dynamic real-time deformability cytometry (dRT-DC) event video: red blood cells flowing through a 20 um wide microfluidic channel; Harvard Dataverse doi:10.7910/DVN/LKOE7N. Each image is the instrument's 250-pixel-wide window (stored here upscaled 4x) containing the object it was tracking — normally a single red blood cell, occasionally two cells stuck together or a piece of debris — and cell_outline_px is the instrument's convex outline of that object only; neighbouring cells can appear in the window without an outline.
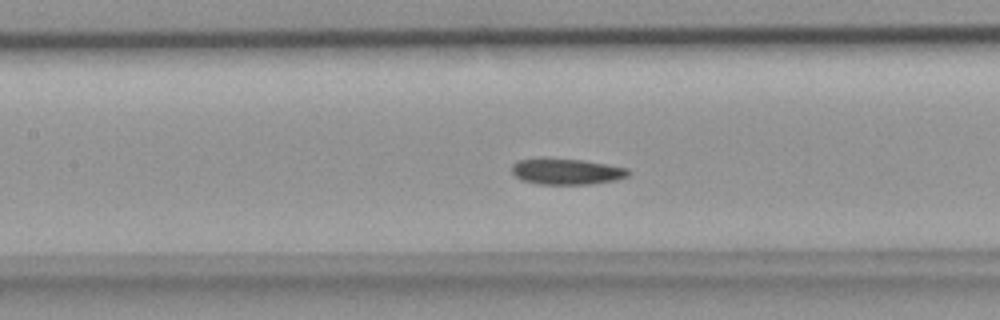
{"species": "common noctule bat (a hibernating species)", "species_latin": "Nyctalus noctula", "temperature_condition": "room temperature", "stored_images_in_passage": 34, "camera_frame_rate_fps": 3000, "um_per_image_px": 0.085, "animal": {"sex": "female", "body_mass_g": 18.4}, "frame": {"image": 1, "passage_image": 20, "time_ms": 6.333, "image_size_px": [1000, 320], "cell_outline_px": [[632, 172], [628, 176], [616, 180], [588, 184], [540, 184], [520, 180], [512, 172], [512, 164], [516, 160], [584, 160], [608, 164], [628, 168]], "centroid_in_image_um": [48.22, 14.6], "position_along_channel_um": 159.2, "area_um2": 17.28}}
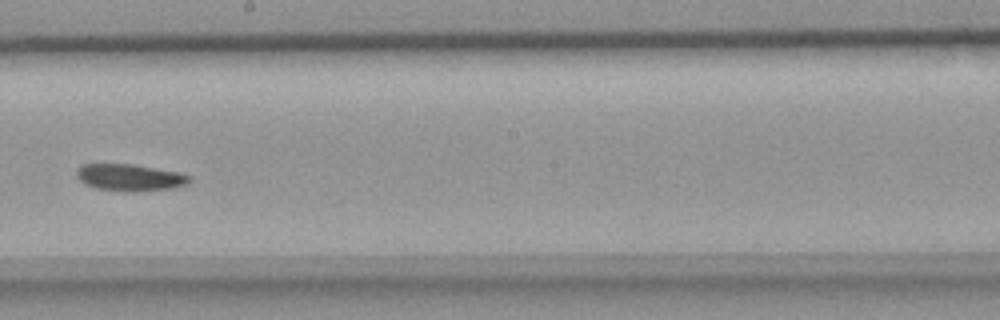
{"frame": {"image": 2, "passage_image": 25, "time_ms": 8.0, "image_size_px": [1000, 320], "cell_outline_px": [[192, 180], [188, 184], [172, 188], [140, 192], [124, 192], [96, 188], [80, 180], [76, 176], [76, 168], [84, 164], [132, 164], [176, 172], [192, 176]], "centroid_in_image_um": [11.05, 15.1], "position_along_channel_um": 237.1, "area_um2": 17.74}}
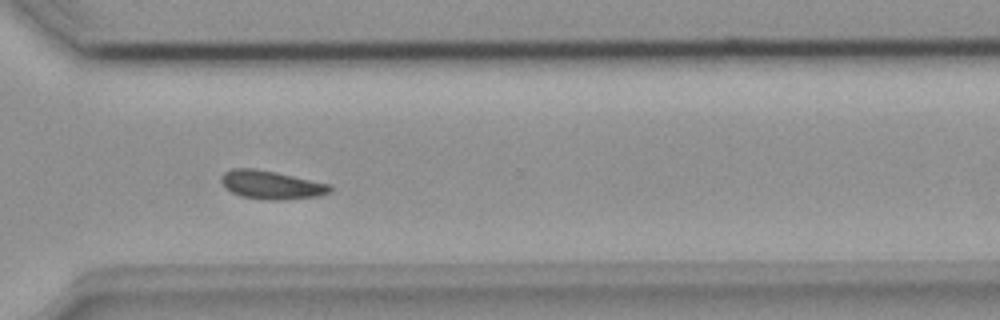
{"frame": {"image": 3, "passage_image": 32, "time_ms": 10.333, "image_size_px": [1000, 320], "cell_outline_px": [[332, 192], [316, 196], [280, 200], [268, 200], [240, 196], [232, 192], [220, 180], [220, 176], [224, 172], [232, 168], [256, 168], [276, 172], [332, 184]], "centroid_in_image_um": [23.08, 15.7], "position_along_channel_um": 347.5, "area_um2": 18.09}}